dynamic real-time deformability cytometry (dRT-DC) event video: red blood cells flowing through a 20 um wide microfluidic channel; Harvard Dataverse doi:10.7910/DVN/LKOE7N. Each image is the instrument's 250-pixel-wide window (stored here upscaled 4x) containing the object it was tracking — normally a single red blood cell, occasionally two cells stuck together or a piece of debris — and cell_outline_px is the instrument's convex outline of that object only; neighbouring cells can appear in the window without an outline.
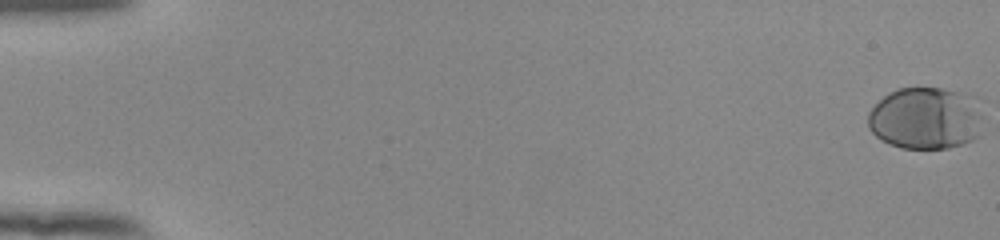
{"species": "human", "species_latin": "Homo sapiens", "temperature_condition": "room temperature", "stored_images_in_passage": 55, "camera_frame_rate_fps": 3000, "um_per_image_px": 0.085, "donor": {"sex": "female"}, "frame": {"image": 1, "passage_image": 1, "time_ms": 0.0, "image_size_px": [1000, 240], "cell_outline_px": [[980, 136], [972, 140], [948, 148], [900, 148], [880, 140], [868, 128], [868, 112], [884, 96], [900, 88], [940, 88], [960, 92], [976, 96], [980, 116]], "centroid_in_image_um": [78.67, 10.06], "position_along_channel_um": 6.3, "area_um2": 41.67}}
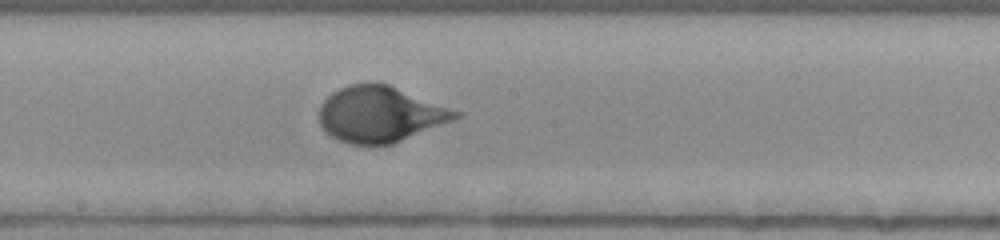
{"frame": {"image": 2, "passage_image": 32, "time_ms": 10.333, "image_size_px": [1000, 240], "cell_outline_px": [[464, 112], [460, 116], [452, 120], [392, 144], [348, 144], [336, 140], [320, 124], [320, 104], [332, 92], [348, 84], [372, 80], [388, 84]], "centroid_in_image_um": [32.31, 9.67], "position_along_channel_um": 215.9, "area_um2": 44.51}}
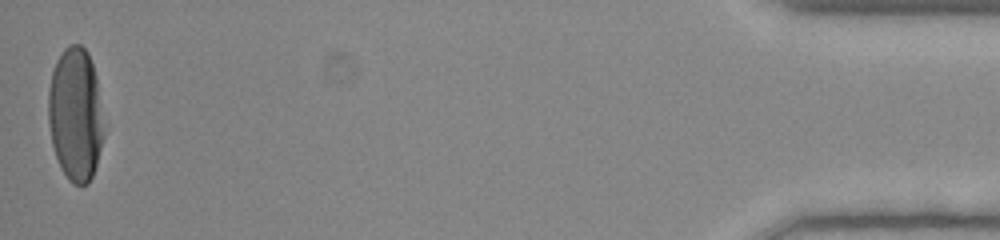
{"frame": {"image": 3, "passage_image": 55, "time_ms": 18.0, "image_size_px": [1000, 240], "cell_outline_px": [[104, 136], [96, 164], [92, 176], [88, 184], [72, 184], [68, 180], [60, 168], [52, 144], [48, 124], [48, 88], [52, 72], [56, 60], [64, 48], [68, 44], [80, 44], [88, 52], [96, 76]], "centroid_in_image_um": [6.39, 9.72], "position_along_channel_um": 428.8, "area_um2": 43.18}, "authors_computed_cell_mechanics": {"area_um2": 42.0206, "velocity_mm_per_s": 3.8741, "shape_relaxation_time_tau1_ms": 3.2408, "shape_relaxation_time_tau2_ms": null, "deformation_change_tau1": 0.1735, "deformation_change_tau2": null}}